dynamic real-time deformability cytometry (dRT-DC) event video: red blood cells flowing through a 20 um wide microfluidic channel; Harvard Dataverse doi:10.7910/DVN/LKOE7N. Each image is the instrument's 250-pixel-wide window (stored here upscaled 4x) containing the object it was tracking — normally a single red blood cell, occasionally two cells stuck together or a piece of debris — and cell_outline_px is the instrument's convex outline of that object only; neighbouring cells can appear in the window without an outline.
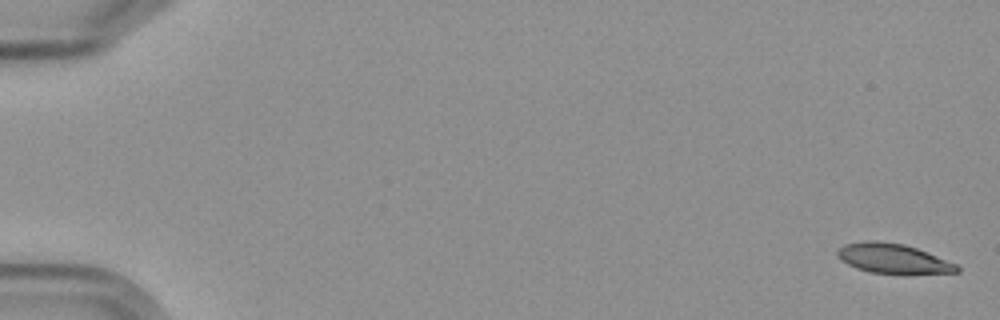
{"species": "Egyptian fruit bat (a non-hibernating species)", "species_latin": "Rousettus aegyptiacus", "temperature_condition": "cold", "stored_images_in_passage": 6, "camera_frame_rate_fps": 3000, "um_per_image_px": 0.085, "frame": {"image": 1, "passage_image": 1, "time_ms": 0.0, "image_size_px": [1000, 320], "cell_outline_px": [[960, 272], [900, 276], [868, 272], [856, 268], [848, 264], [836, 256], [836, 252], [844, 244], [868, 240], [872, 240], [904, 244], [916, 248], [956, 264], [960, 268]], "centroid_in_image_um": [75.93, 22.02], "position_along_channel_um": 9.1, "area_um2": 21.27}}
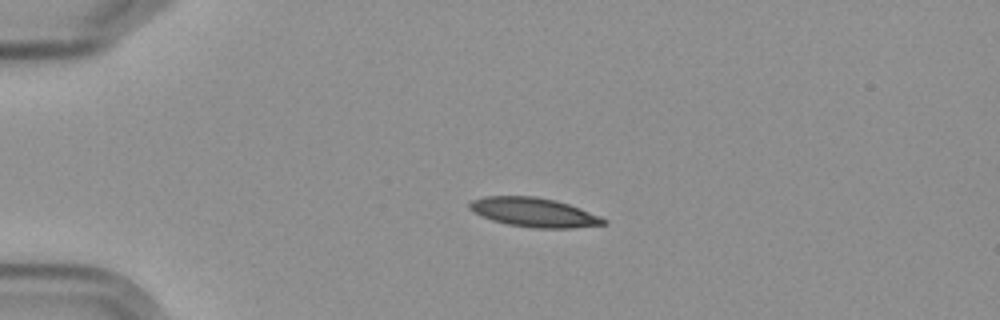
{"frame": {"image": 2, "passage_image": 5, "time_ms": 4.333, "image_size_px": [1000, 320], "cell_outline_px": [[608, 224], [572, 228], [532, 228], [508, 224], [492, 220], [480, 216], [472, 212], [468, 208], [468, 204], [472, 200], [484, 196], [536, 196], [556, 200], [580, 208], [600, 216], [608, 220]], "centroid_in_image_um": [45.38, 18.05], "position_along_channel_um": 39.6, "area_um2": 23.0}}